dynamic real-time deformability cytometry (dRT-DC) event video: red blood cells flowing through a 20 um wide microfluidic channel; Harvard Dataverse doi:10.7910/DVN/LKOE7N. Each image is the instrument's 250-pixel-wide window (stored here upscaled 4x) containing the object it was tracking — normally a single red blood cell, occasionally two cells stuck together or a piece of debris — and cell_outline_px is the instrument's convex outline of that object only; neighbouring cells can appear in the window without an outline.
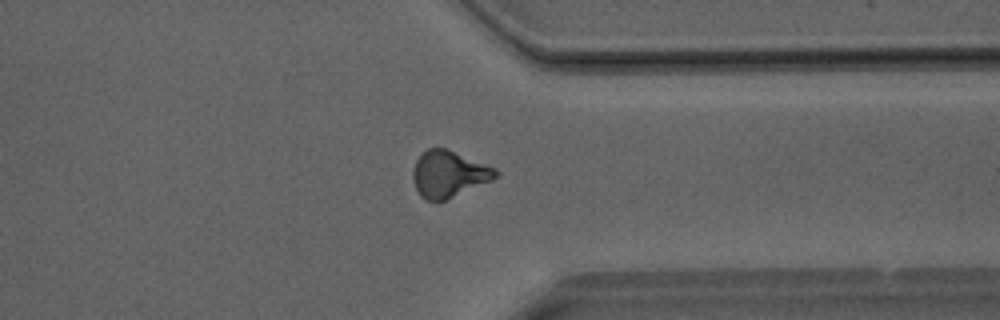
{"species": "Egyptian fruit bat (a non-hibernating species)", "species_latin": "Rousettus aegyptiacus", "temperature_condition": "room temperature", "stored_images_in_passage": 30, "camera_frame_rate_fps": 3000, "um_per_image_px": 0.085, "animal": {"sex": "male"}, "frame": {"image": 1, "passage_image": 21, "time_ms": 6.667, "image_size_px": [1000, 320], "cell_outline_px": [[500, 176], [492, 180], [444, 200], [424, 200], [420, 196], [412, 180], [412, 172], [416, 160], [428, 148], [444, 148], [496, 168], [500, 172]], "centroid_in_image_um": [38.14, 14.8], "position_along_channel_um": 373.3, "area_um2": 22.14}}
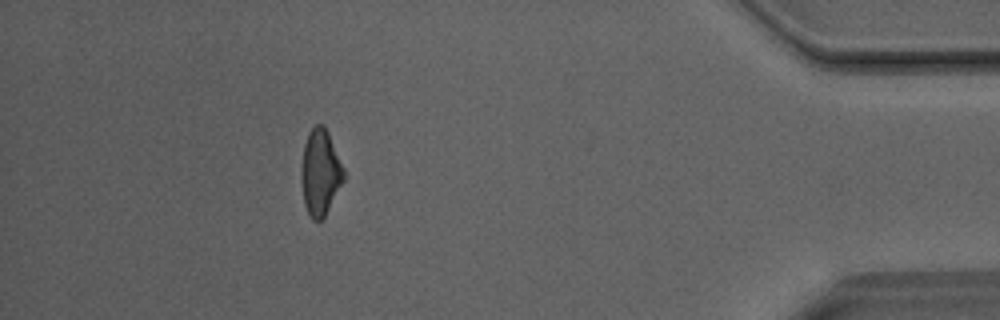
{"frame": {"image": 2, "passage_image": 26, "time_ms": 8.333, "image_size_px": [1000, 320], "cell_outline_px": [[344, 180], [324, 216], [320, 220], [312, 220], [308, 216], [304, 204], [304, 144], [308, 132], [316, 124], [320, 124], [328, 132], [344, 168]], "centroid_in_image_um": [27.26, 14.66], "position_along_channel_um": 407.9, "area_um2": 20.29}}